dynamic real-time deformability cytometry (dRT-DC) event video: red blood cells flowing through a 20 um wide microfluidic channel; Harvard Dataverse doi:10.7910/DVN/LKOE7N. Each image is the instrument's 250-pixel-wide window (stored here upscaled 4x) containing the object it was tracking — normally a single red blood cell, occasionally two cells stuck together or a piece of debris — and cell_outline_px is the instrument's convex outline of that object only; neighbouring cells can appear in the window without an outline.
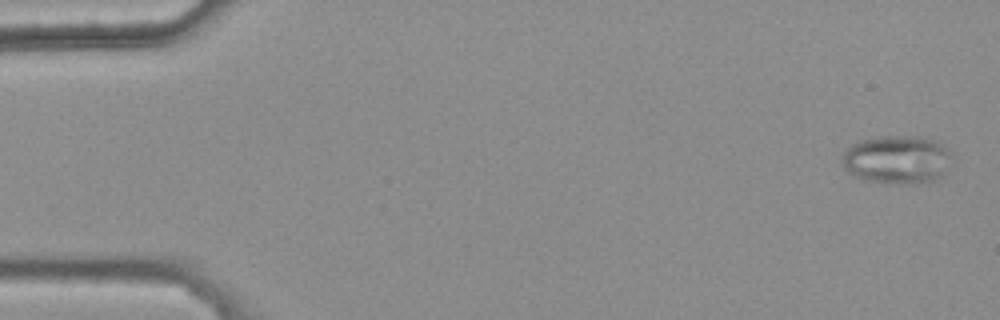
{"species": "common noctule bat (a hibernating species)", "species_latin": "Nyctalus noctula", "temperature_condition": "warm", "stored_images_in_passage": 47, "camera_frame_rate_fps": 3000, "um_per_image_px": 0.085, "animal": {"sex": "female", "body_mass_g": 25.1}, "frame": {"image": 1, "passage_image": 2, "time_ms": 0.333, "image_size_px": [1000, 320], "cell_outline_px": [[952, 156], [948, 168], [940, 176], [932, 180], [916, 184], [904, 184], [864, 180], [848, 172], [844, 168], [844, 152], [852, 144], [860, 140], [880, 136], [920, 136], [932, 140], [948, 148]], "centroid_in_image_um": [76.27, 13.56], "position_along_channel_um": 8.7, "area_um2": 30.75}}
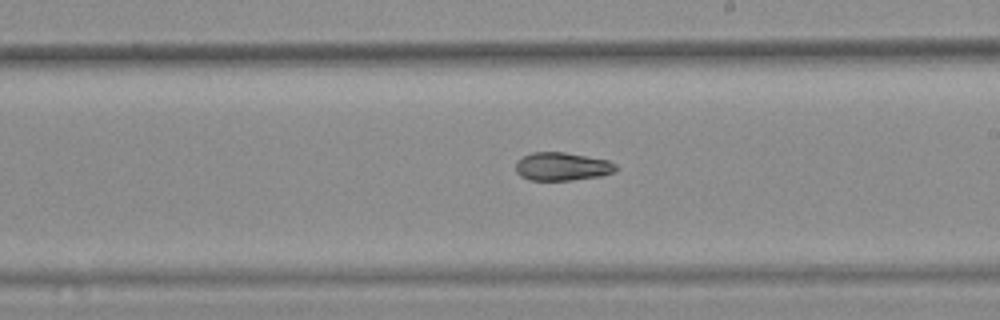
{"frame": {"image": 2, "passage_image": 31, "time_ms": 10.0, "image_size_px": [1000, 320], "cell_outline_px": [[620, 168], [612, 172], [600, 176], [572, 180], [528, 180], [520, 176], [516, 172], [516, 164], [524, 156], [532, 152], [564, 152], [608, 160], [616, 164]], "centroid_in_image_um": [47.79, 14.16], "position_along_channel_um": 241.2, "area_um2": 16.42}}
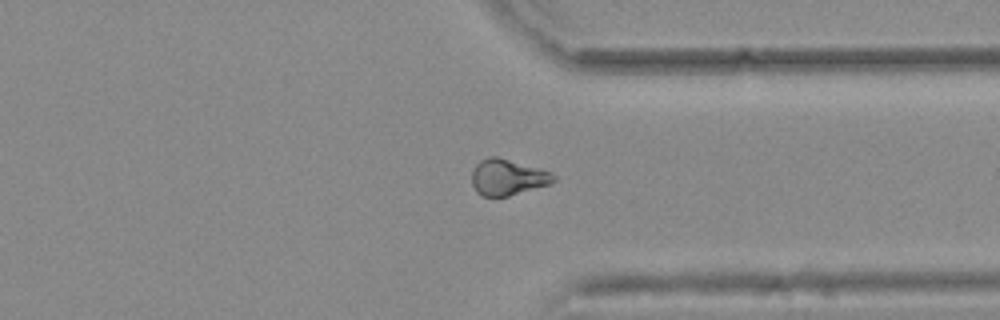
{"frame": {"image": 3, "passage_image": 41, "time_ms": 13.333, "image_size_px": [1000, 320], "cell_outline_px": [[556, 180], [548, 184], [508, 196], [484, 196], [476, 192], [472, 184], [472, 172], [476, 164], [480, 160], [488, 156], [496, 156], [540, 168], [552, 172], [556, 176]], "centroid_in_image_um": [43.14, 15.05], "position_along_channel_um": 368.3, "area_um2": 17.11}, "authors_computed_cell_mechanics": {"area_um2": 17.3978, "velocity_mm_per_s": 3.8237, "shape_relaxation_time_tau1_ms": null, "shape_relaxation_time_tau2_ms": 8.3655, "deformation_change_tau1": null, "deformation_change_tau2": 0.1589}}